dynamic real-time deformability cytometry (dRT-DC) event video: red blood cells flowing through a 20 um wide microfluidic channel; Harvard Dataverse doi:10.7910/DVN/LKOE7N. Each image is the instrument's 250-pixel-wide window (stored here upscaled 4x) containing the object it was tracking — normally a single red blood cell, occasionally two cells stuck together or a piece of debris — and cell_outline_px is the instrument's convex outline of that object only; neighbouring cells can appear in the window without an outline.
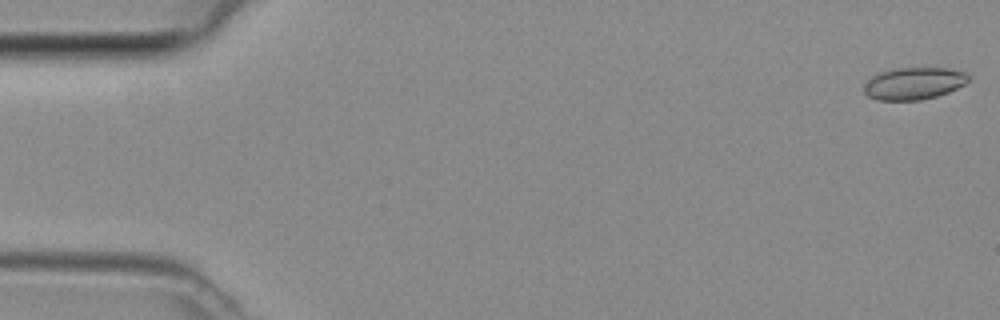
{"species": "common noctule bat (a hibernating species)", "species_latin": "Nyctalus noctula", "temperature_condition": "room temperature", "stored_images_in_passage": 48, "camera_frame_rate_fps": 3000, "um_per_image_px": 0.085, "animal": {"sex": "female", "body_mass_g": 29.2, "forearm_length_mm": 56.3}, "frame": {"image": 1, "passage_image": 1, "time_ms": 0.0, "image_size_px": [1000, 320], "cell_outline_px": [[968, 80], [964, 84], [948, 92], [936, 96], [920, 100], [876, 100], [868, 96], [864, 92], [864, 88], [868, 80], [872, 76], [880, 72], [900, 68], [948, 68], [964, 72], [968, 76]], "centroid_in_image_um": [77.66, 7.1], "position_along_channel_um": 7.3, "area_um2": 19.31}}
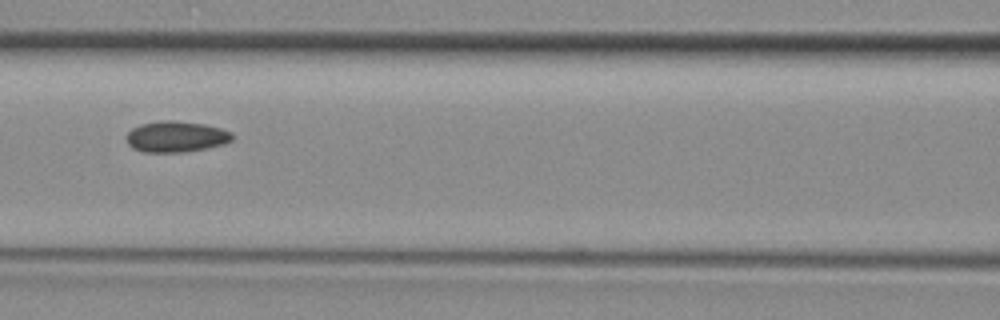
{"frame": {"image": 2, "passage_image": 21, "time_ms": 6.667, "image_size_px": [1000, 320], "cell_outline_px": [[232, 140], [224, 144], [204, 148], [180, 152], [144, 152], [132, 148], [128, 144], [128, 132], [132, 128], [140, 124], [164, 120], [176, 120], [204, 124], [220, 128], [232, 132]], "centroid_in_image_um": [14.96, 11.6], "position_along_channel_um": 151.6, "area_um2": 18.96}}
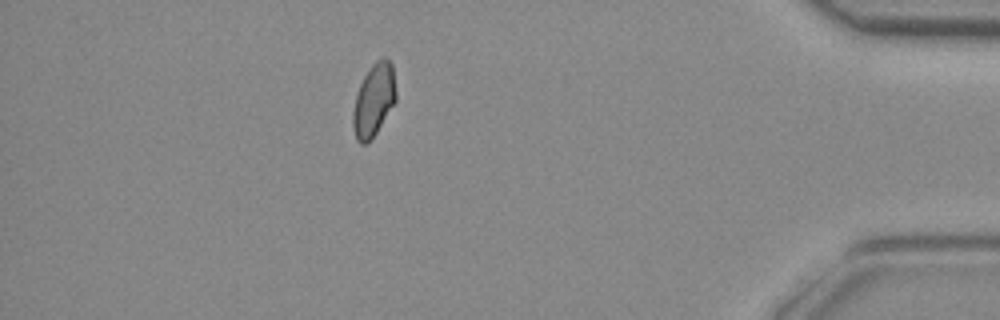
{"frame": {"image": 3, "passage_image": 42, "time_ms": 13.667, "image_size_px": [1000, 320], "cell_outline_px": [[396, 100], [376, 132], [364, 144], [360, 144], [356, 140], [352, 124], [352, 112], [356, 96], [360, 84], [364, 76], [372, 64], [376, 60], [384, 56], [392, 64], [396, 92]], "centroid_in_image_um": [31.76, 8.48], "position_along_channel_um": 403.4, "area_um2": 17.98}}